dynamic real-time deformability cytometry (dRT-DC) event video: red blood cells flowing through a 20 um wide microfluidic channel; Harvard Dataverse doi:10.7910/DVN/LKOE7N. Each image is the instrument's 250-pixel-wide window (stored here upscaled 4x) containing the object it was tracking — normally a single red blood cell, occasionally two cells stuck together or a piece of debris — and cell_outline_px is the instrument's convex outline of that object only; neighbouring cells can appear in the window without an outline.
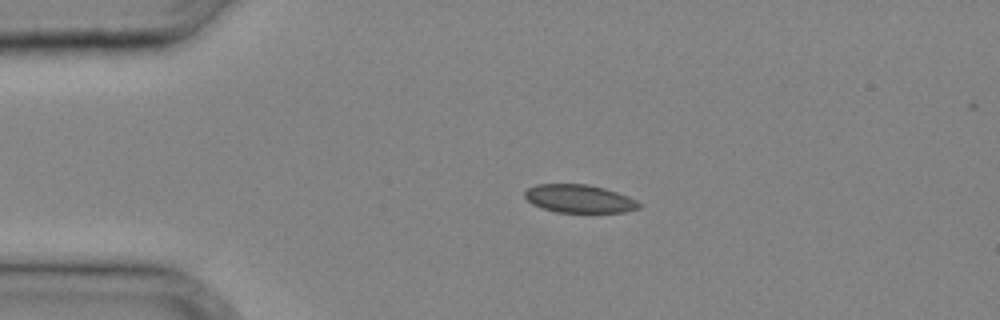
{"species": "common noctule bat (a hibernating species)", "species_latin": "Nyctalus noctula", "temperature_condition": "cold", "stored_images_in_passage": 27, "camera_frame_rate_fps": 3000, "um_per_image_px": 0.085, "animal": {"sex": "male", "body_mass_g": 20.4}, "frame": {"image": 1, "passage_image": 1, "time_ms": 0.0, "image_size_px": [1000, 320], "cell_outline_px": [[640, 208], [624, 212], [556, 212], [532, 204], [524, 196], [524, 192], [528, 188], [536, 184], [588, 184], [604, 188], [628, 196], [636, 200], [640, 204]], "centroid_in_image_um": [49.23, 16.88], "position_along_channel_um": 35.8, "area_um2": 18.61}}
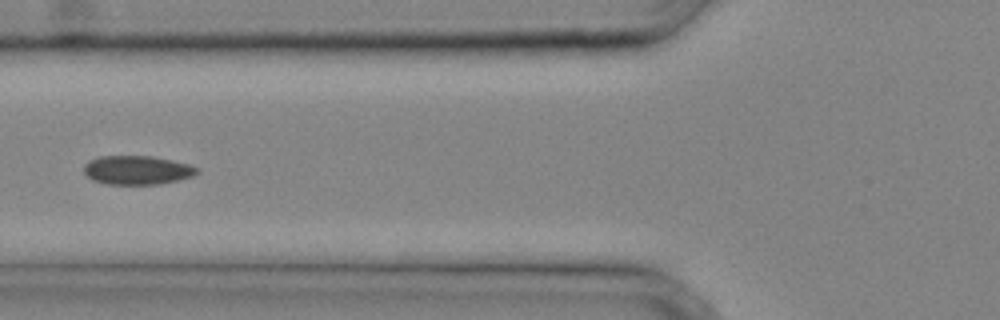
{"frame": {"image": 2, "passage_image": 7, "time_ms": 2.0, "image_size_px": [1000, 320], "cell_outline_px": [[200, 172], [192, 176], [160, 184], [108, 184], [92, 180], [84, 172], [84, 164], [88, 160], [100, 156], [152, 156], [172, 160], [188, 164], [200, 168]], "centroid_in_image_um": [11.66, 14.45], "position_along_channel_um": 114.1, "area_um2": 19.07}}
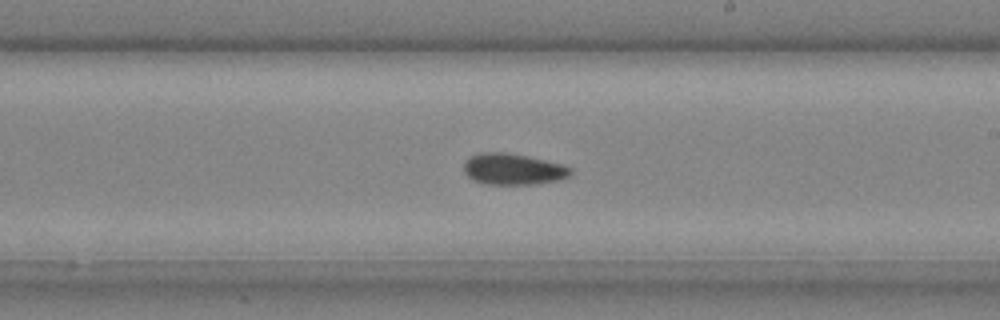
{"frame": {"image": 3, "passage_image": 14, "time_ms": 4.333, "image_size_px": [1000, 320], "cell_outline_px": [[572, 172], [568, 176], [560, 180], [536, 184], [484, 184], [472, 180], [464, 172], [464, 160], [480, 152], [508, 152], [528, 156], [564, 164], [572, 168]], "centroid_in_image_um": [43.62, 14.37], "position_along_channel_um": 245.4, "area_um2": 19.71}}